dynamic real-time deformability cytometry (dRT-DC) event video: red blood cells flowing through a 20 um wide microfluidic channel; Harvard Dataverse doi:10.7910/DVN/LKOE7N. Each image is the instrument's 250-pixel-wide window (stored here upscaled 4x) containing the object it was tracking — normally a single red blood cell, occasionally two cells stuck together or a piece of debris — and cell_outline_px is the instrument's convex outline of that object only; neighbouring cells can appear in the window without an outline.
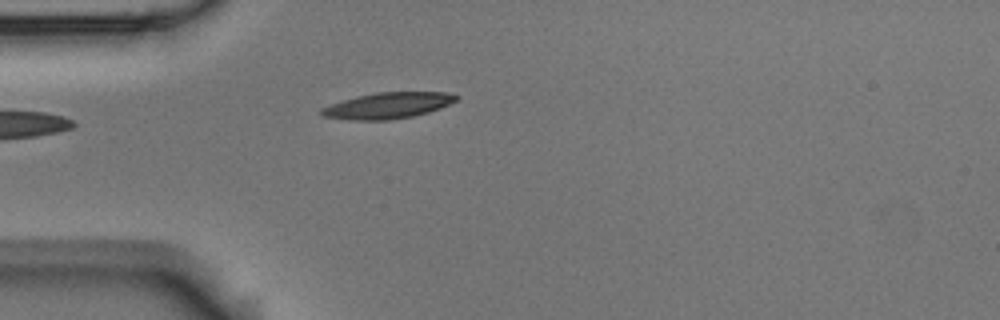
{"species": "Egyptian fruit bat (a non-hibernating species)", "species_latin": "Rousettus aegyptiacus", "temperature_condition": "room temperature", "stored_images_in_passage": 2, "camera_frame_rate_fps": 3000, "um_per_image_px": 0.085, "animal": {"sex": "male"}, "frame": {"image": 1, "passage_image": 2, "time_ms": 0.333, "image_size_px": [1000, 320], "cell_outline_px": [[460, 96], [456, 100], [440, 108], [428, 112], [412, 116], [388, 120], [348, 120], [324, 116], [320, 112], [320, 108], [356, 96], [376, 92], [444, 92]], "centroid_in_image_um": [32.95, 8.97], "position_along_channel_um": 52.0, "area_um2": 20.29}}